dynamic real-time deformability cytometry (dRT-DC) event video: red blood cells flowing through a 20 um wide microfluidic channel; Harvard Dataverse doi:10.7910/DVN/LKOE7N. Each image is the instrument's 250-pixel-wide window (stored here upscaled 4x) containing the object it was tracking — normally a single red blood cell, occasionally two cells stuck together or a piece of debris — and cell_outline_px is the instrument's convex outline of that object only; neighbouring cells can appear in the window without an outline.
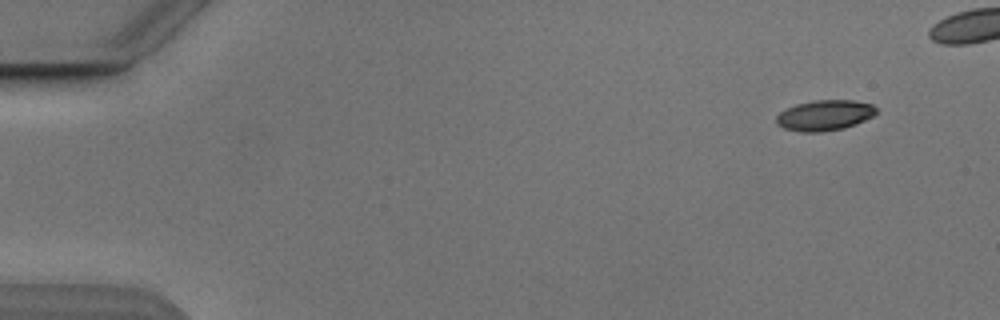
{"species": "Egyptian fruit bat (a non-hibernating species)", "species_latin": "Rousettus aegyptiacus", "temperature_condition": "cold", "stored_images_in_passage": 2, "camera_frame_rate_fps": 3000, "um_per_image_px": 0.085, "animal": {"sex": "male"}, "frame": {"image": 1, "passage_image": 2, "time_ms": 1.333, "image_size_px": [1000, 320], "cell_outline_px": [[876, 112], [872, 116], [856, 124], [844, 128], [820, 132], [800, 132], [784, 128], [776, 124], [776, 116], [780, 112], [796, 104], [812, 100], [852, 100], [872, 104], [876, 108]], "centroid_in_image_um": [70.07, 9.8], "position_along_channel_um": 14.9, "area_um2": 17.74}}